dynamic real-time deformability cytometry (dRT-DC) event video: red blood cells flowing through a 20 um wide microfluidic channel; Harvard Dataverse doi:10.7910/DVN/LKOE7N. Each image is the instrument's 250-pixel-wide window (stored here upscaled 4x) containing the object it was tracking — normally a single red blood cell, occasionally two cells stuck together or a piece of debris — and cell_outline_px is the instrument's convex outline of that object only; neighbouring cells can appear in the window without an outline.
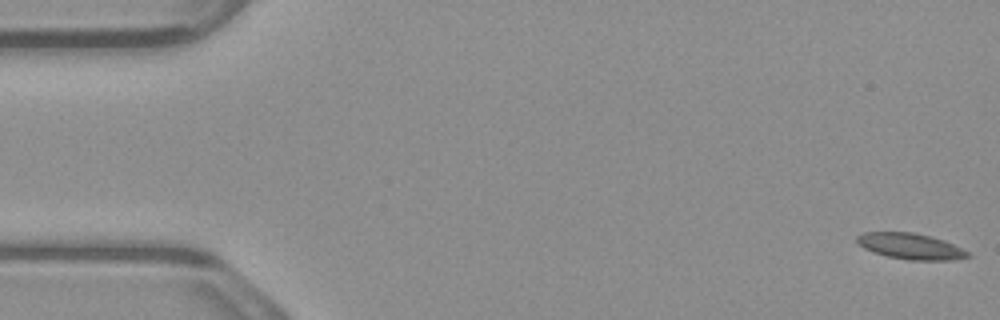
{"species": "common noctule bat (a hibernating species)", "species_latin": "Nyctalus noctula", "temperature_condition": "warm", "stored_images_in_passage": 46, "camera_frame_rate_fps": 3000, "um_per_image_px": 0.085, "animal": {"sex": "male", "body_mass_g": 23.1, "forearm_length_mm": 52.7}, "frame": {"image": 1, "passage_image": 1, "time_ms": 0.0, "image_size_px": [1000, 320], "cell_outline_px": [[968, 256], [948, 260], [912, 260], [888, 256], [872, 252], [864, 248], [856, 240], [856, 236], [864, 232], [912, 232], [944, 240], [968, 252]], "centroid_in_image_um": [77.33, 20.92], "position_along_channel_um": 7.7, "area_um2": 16.36}}
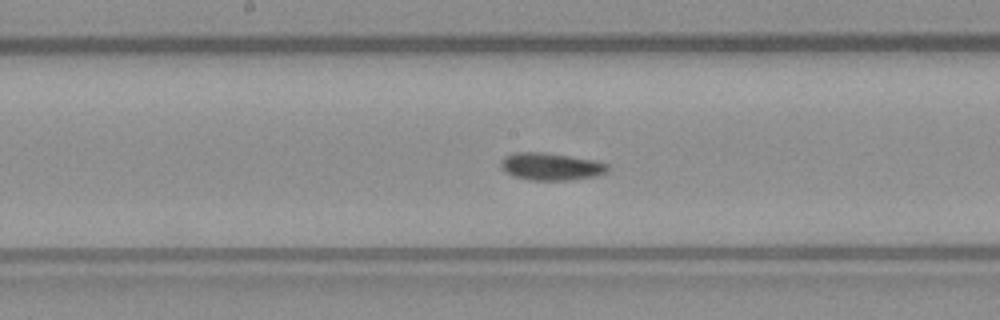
{"frame": {"image": 2, "passage_image": 27, "time_ms": 8.667, "image_size_px": [1000, 320], "cell_outline_px": [[608, 168], [604, 172], [596, 176], [572, 180], [528, 180], [516, 176], [508, 172], [500, 164], [504, 156], [516, 152], [544, 152], [596, 160], [608, 164]], "centroid_in_image_um": [46.86, 14.15], "position_along_channel_um": 201.3, "area_um2": 16.88}}
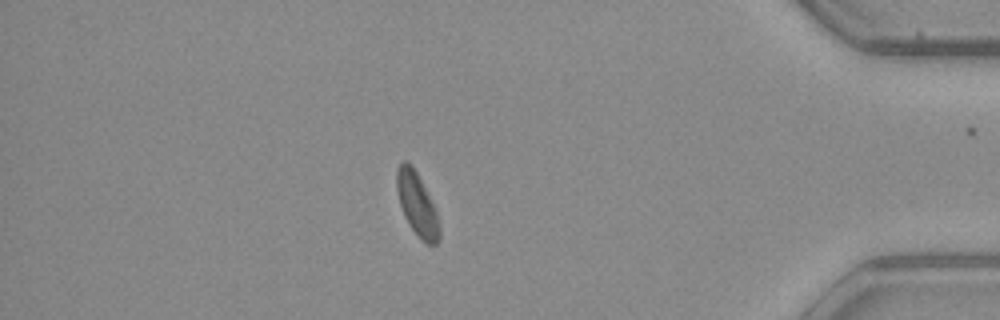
{"frame": {"image": 3, "passage_image": 46, "time_ms": 15.0, "image_size_px": [1000, 320], "cell_outline_px": [[440, 240], [436, 244], [428, 244], [420, 240], [408, 224], [404, 216], [400, 204], [396, 188], [396, 168], [404, 160], [412, 164], [436, 212], [440, 228]], "centroid_in_image_um": [35.42, 17.39], "position_along_channel_um": 399.8, "area_um2": 15.49}, "authors_computed_cell_mechanics": {"area_um2": 16.5886, "velocity_mm_per_s": 3.8456, "shape_relaxation_time_tau1_ms": 9.5588, "shape_relaxation_time_tau2_ms": 4.3949, "deformation_change_tau1": 0.1654, "deformation_change_tau2": 0.0685}}